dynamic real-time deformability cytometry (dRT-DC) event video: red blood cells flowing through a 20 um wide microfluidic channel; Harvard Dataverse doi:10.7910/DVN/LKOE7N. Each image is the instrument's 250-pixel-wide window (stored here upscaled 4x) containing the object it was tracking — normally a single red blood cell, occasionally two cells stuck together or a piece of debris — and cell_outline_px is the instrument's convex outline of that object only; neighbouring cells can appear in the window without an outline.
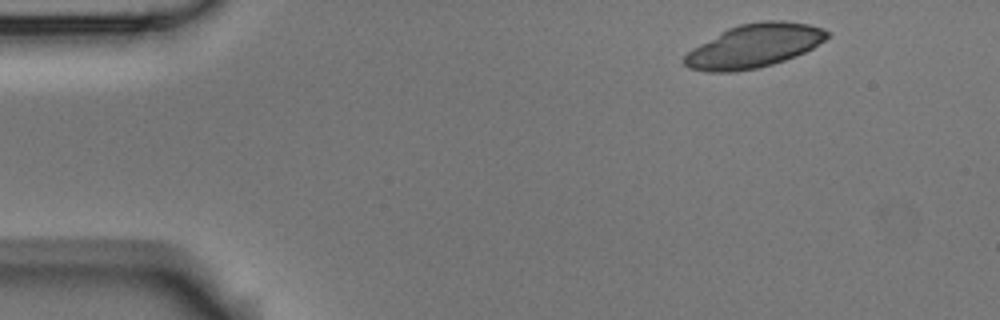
{"species": "Egyptian fruit bat (a non-hibernating species)", "species_latin": "Rousettus aegyptiacus", "temperature_condition": "room temperature", "stored_images_in_passage": 5, "camera_frame_rate_fps": 3000, "um_per_image_px": 0.085, "animal": {"sex": "male"}, "frame": {"image": 1, "passage_image": 1, "time_ms": 0.0, "image_size_px": [1000, 320], "cell_outline_px": [[828, 36], [824, 40], [812, 48], [796, 56], [772, 64], [756, 68], [736, 72], [708, 72], [688, 68], [684, 64], [684, 56], [692, 48], [720, 32], [728, 28], [740, 24], [764, 20], [784, 20], [808, 24], [824, 28], [828, 32]], "centroid_in_image_um": [64.08, 3.9], "position_along_channel_um": 20.9, "area_um2": 36.18}}